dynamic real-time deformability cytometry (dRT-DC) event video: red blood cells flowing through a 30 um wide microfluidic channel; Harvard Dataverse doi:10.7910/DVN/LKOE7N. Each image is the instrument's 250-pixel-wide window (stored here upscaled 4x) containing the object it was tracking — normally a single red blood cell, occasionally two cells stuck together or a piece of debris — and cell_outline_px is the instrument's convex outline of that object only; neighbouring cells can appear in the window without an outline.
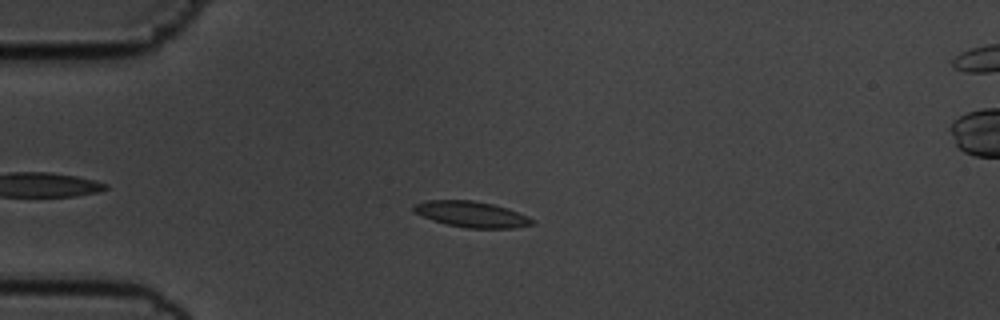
{"species": "common noctule bat (a hibernating species)", "species_latin": "Nyctalus noctula", "temperature_condition": "cold", "stored_images_in_passage": 29, "camera_frame_rate_fps": 3000, "um_per_image_px": 0.085, "animal": {"sex": "male", "body_mass_g": 19.5, "forearm_length_mm": 54.6}, "frame": {"image": 1, "passage_image": 7, "time_ms": 2.0, "image_size_px": [1000, 320], "cell_outline_px": [[536, 224], [516, 228], [468, 228], [448, 224], [432, 220], [412, 212], [412, 204], [428, 200], [472, 200], [492, 204], [508, 208], [528, 216], [536, 220]], "centroid_in_image_um": [40.09, 18.21], "position_along_channel_um": 44.9, "area_um2": 18.09}}
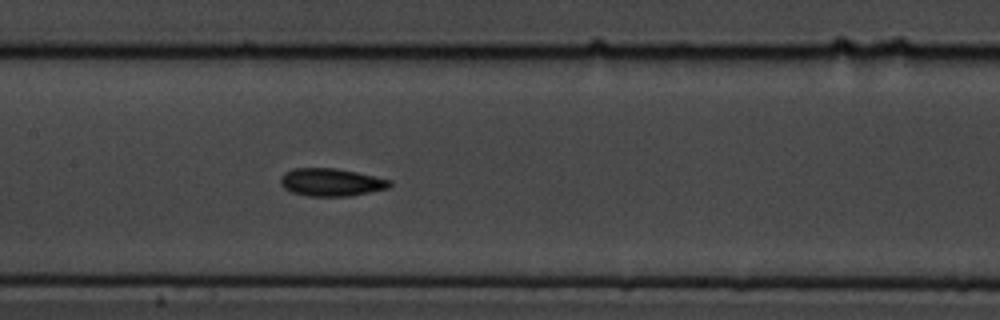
{"frame": {"image": 2, "passage_image": 20, "time_ms": 6.333, "image_size_px": [1000, 320], "cell_outline_px": [[392, 184], [388, 188], [352, 196], [308, 196], [292, 192], [284, 188], [280, 184], [280, 176], [284, 172], [292, 168], [336, 168], [356, 172], [392, 180]], "centroid_in_image_um": [28.13, 15.49], "position_along_channel_um": 179.3, "area_um2": 17.8}}
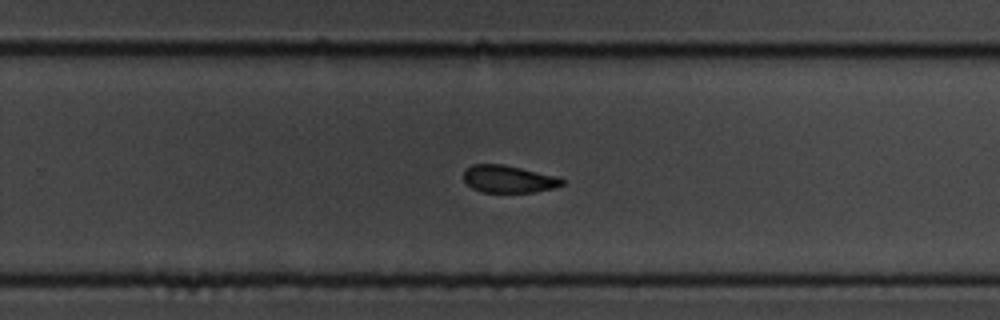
{"frame": {"image": 3, "passage_image": 29, "time_ms": 9.333, "image_size_px": [1000, 320], "cell_outline_px": [[564, 184], [556, 188], [536, 192], [484, 192], [472, 188], [464, 180], [464, 168], [472, 164], [504, 164], [560, 176], [564, 180]], "centroid_in_image_um": [43.27, 15.21], "position_along_channel_um": 286.5, "area_um2": 16.01}}